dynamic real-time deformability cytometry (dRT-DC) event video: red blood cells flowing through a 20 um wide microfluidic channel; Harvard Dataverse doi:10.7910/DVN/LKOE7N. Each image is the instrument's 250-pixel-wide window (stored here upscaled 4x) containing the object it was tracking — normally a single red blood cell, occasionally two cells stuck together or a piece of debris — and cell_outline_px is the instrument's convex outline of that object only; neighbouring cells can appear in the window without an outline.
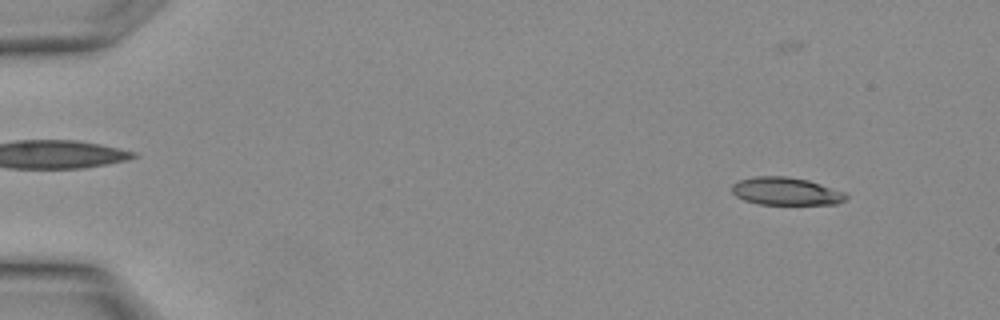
{"species": "Egyptian fruit bat (a non-hibernating species)", "species_latin": "Rousettus aegyptiacus", "temperature_condition": "warm", "stored_images_in_passage": 21, "camera_frame_rate_fps": 3000, "um_per_image_px": 0.085, "animal": {"sex": "female"}, "frame": {"image": 1, "passage_image": 3, "time_ms": 0.667, "image_size_px": [1000, 320], "cell_outline_px": [[848, 196], [844, 200], [836, 204], [756, 204], [744, 200], [736, 196], [732, 192], [732, 184], [740, 180], [756, 176], [784, 176], [808, 180], [844, 192]], "centroid_in_image_um": [66.77, 16.26], "position_along_channel_um": 18.2, "area_um2": 18.32}}
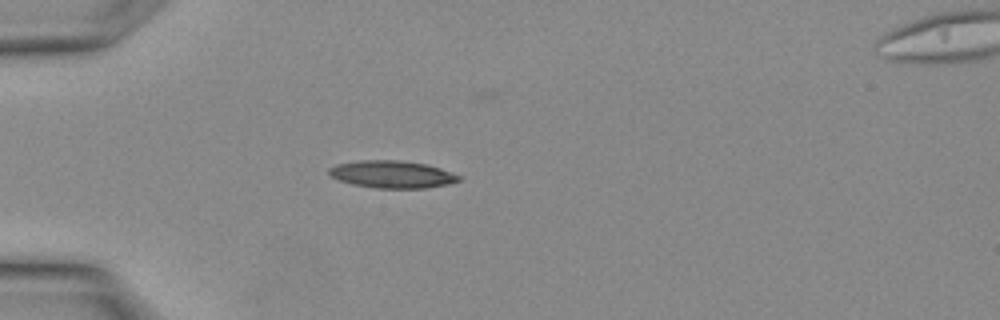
{"frame": {"image": 2, "passage_image": 9, "time_ms": 2.667, "image_size_px": [1000, 320], "cell_outline_px": [[460, 180], [448, 184], [424, 188], [376, 188], [352, 184], [340, 180], [332, 176], [328, 172], [328, 168], [336, 164], [360, 160], [400, 160], [428, 164], [440, 168], [460, 176]], "centroid_in_image_um": [33.32, 14.81], "position_along_channel_um": 51.7, "area_um2": 20.63}}
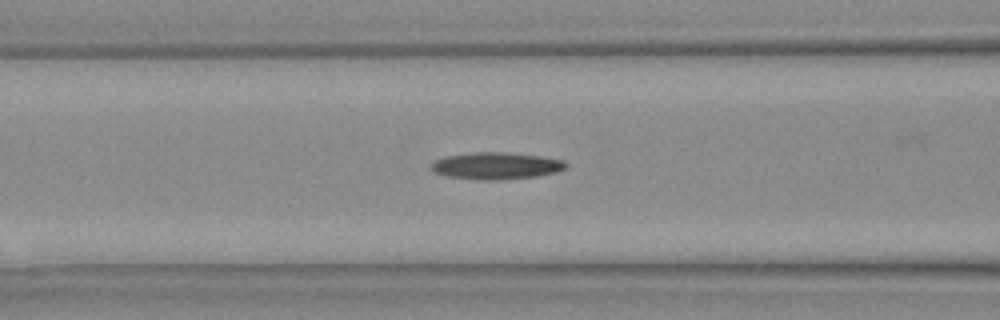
{"frame": {"image": 3, "passage_image": 13, "time_ms": 4.0, "image_size_px": [1000, 320], "cell_outline_px": [[568, 164], [564, 168], [556, 172], [536, 176], [500, 180], [476, 180], [444, 176], [432, 172], [432, 164], [436, 160], [444, 156], [476, 152], [508, 152], [540, 156], [564, 160]], "centroid_in_image_um": [42.15, 14.1], "position_along_channel_um": 124.5, "area_um2": 21.27}}